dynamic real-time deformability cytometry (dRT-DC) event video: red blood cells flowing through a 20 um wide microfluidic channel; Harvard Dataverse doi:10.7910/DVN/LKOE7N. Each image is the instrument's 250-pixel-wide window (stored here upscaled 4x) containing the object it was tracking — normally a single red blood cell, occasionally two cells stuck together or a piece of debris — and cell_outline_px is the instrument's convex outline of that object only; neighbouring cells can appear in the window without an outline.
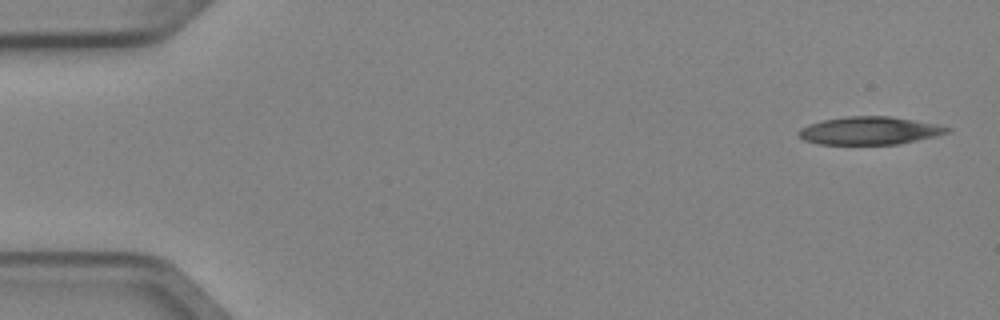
{"species": "Egyptian fruit bat (a non-hibernating species)", "species_latin": "Rousettus aegyptiacus", "temperature_condition": "cold", "stored_images_in_passage": 5, "camera_frame_rate_fps": 3000, "um_per_image_px": 0.085, "animal": {"sex": "female"}, "frame": {"image": 1, "passage_image": 1, "time_ms": 0.0, "image_size_px": [1000, 320], "cell_outline_px": [[952, 128], [948, 132], [936, 136], [900, 144], [820, 144], [804, 140], [796, 132], [800, 128], [808, 124], [824, 120], [844, 116], [888, 116], [936, 124]], "centroid_in_image_um": [73.89, 11.1], "position_along_channel_um": 11.1, "area_um2": 24.04}}
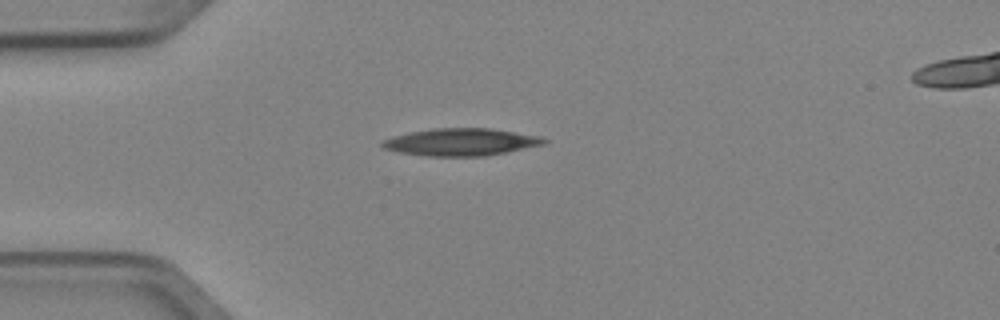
{"frame": {"image": 2, "passage_image": 4, "time_ms": 1.0, "image_size_px": [1000, 320], "cell_outline_px": [[548, 140], [544, 144], [484, 156], [428, 156], [400, 152], [384, 148], [380, 144], [380, 140], [392, 136], [432, 128], [488, 128], [540, 136]], "centroid_in_image_um": [39.13, 12.07], "position_along_channel_um": 45.9, "area_um2": 25.49}}